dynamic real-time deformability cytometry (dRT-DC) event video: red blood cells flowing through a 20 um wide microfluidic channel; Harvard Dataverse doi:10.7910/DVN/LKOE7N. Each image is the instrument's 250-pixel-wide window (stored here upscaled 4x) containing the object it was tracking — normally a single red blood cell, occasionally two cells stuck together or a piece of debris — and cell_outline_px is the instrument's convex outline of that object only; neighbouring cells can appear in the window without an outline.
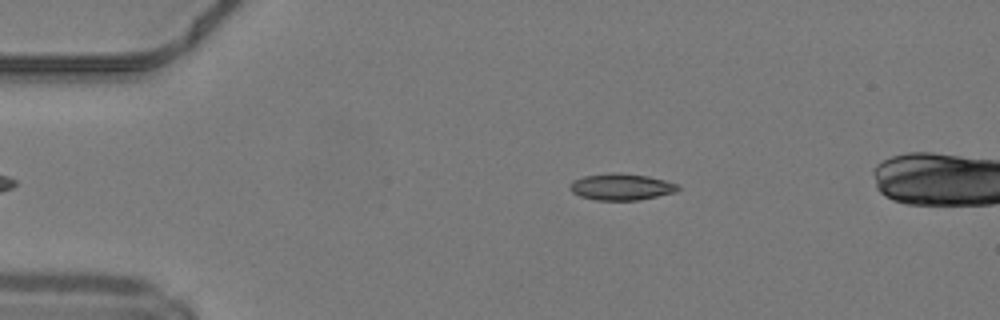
{"species": "common noctule bat (a hibernating species)", "species_latin": "Nyctalus noctula", "temperature_condition": "warm", "stored_images_in_passage": 34, "camera_frame_rate_fps": 3000, "um_per_image_px": 0.085, "animal": {"sex": "male", "body_mass_g": 19.2, "forearm_length_mm": 51.8}, "frame": {"image": 1, "passage_image": 2, "time_ms": 0.333, "image_size_px": [1000, 320], "cell_outline_px": [[680, 188], [676, 192], [640, 200], [596, 200], [580, 196], [572, 192], [568, 188], [568, 184], [572, 180], [584, 176], [608, 172], [620, 172], [648, 176], [680, 184]], "centroid_in_image_um": [52.79, 15.87], "position_along_channel_um": 32.2, "area_um2": 17.05}}
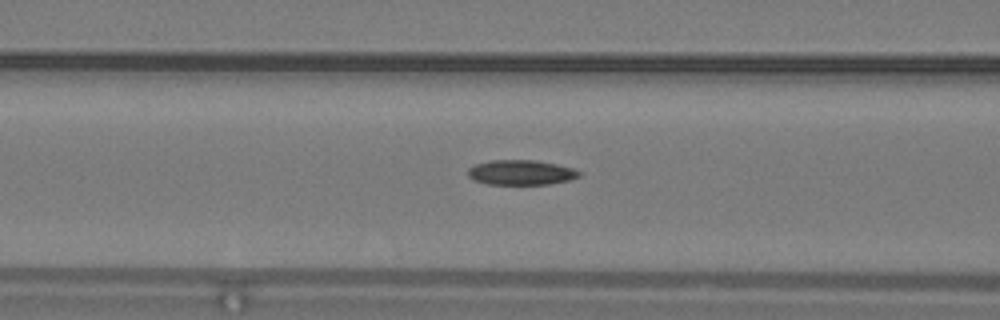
{"frame": {"image": 2, "passage_image": 12, "time_ms": 3.667, "image_size_px": [1000, 320], "cell_outline_px": [[580, 176], [568, 180], [548, 184], [488, 184], [472, 180], [468, 176], [468, 168], [476, 164], [488, 160], [536, 160], [556, 164], [572, 168], [580, 172]], "centroid_in_image_um": [44.24, 14.65], "position_along_channel_um": 122.4, "area_um2": 16.13}}
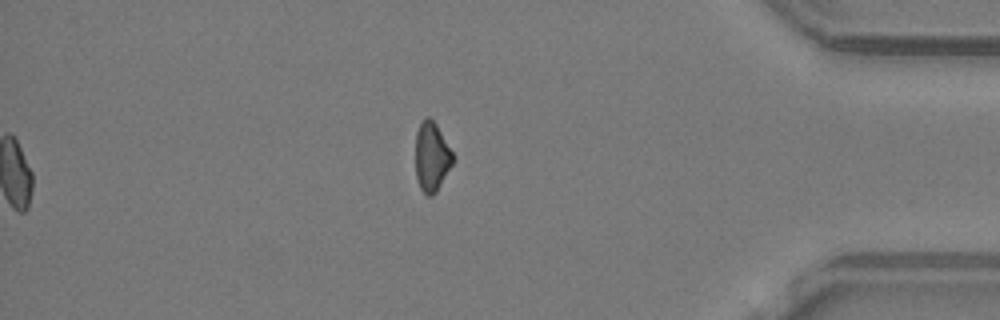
{"frame": {"image": 3, "passage_image": 34, "time_ms": 11.0, "image_size_px": [1000, 320], "cell_outline_px": [[456, 156], [452, 164], [436, 192], [432, 196], [428, 196], [420, 188], [416, 176], [416, 132], [420, 124], [428, 116], [436, 124]], "centroid_in_image_um": [36.71, 13.33], "position_along_channel_um": 398.5, "area_um2": 15.03}}